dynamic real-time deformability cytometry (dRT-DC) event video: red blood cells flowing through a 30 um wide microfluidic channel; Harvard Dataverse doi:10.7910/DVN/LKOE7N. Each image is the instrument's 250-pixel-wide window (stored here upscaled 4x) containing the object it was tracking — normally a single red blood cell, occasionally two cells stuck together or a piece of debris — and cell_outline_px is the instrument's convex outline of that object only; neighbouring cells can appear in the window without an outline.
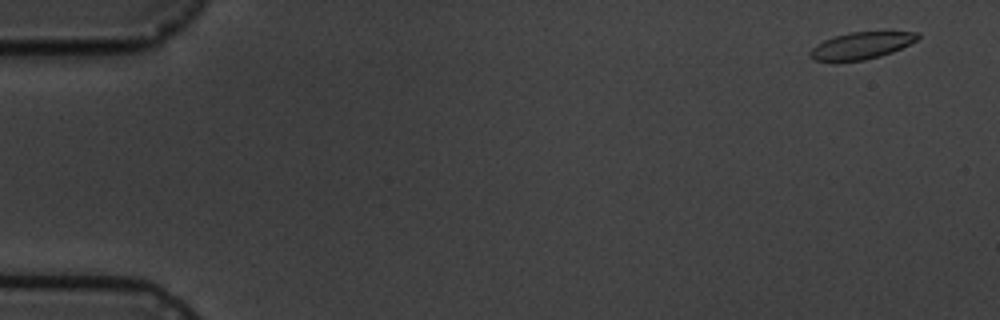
{"species": "common noctule bat (a hibernating species)", "species_latin": "Nyctalus noctula", "temperature_condition": "cold", "stored_images_in_passage": 5, "camera_frame_rate_fps": 3000, "um_per_image_px": 0.085, "animal": {"sex": "male", "body_mass_g": 19.5, "forearm_length_mm": 54.6}, "frame": {"image": 1, "passage_image": 1, "time_ms": 0.0, "image_size_px": [1000, 320], "cell_outline_px": [[920, 36], [916, 40], [892, 52], [880, 56], [864, 60], [836, 64], [812, 60], [808, 56], [808, 52], [816, 44], [824, 40], [848, 32], [920, 32]], "centroid_in_image_um": [73.09, 3.92], "position_along_channel_um": 11.9, "area_um2": 17.34}}
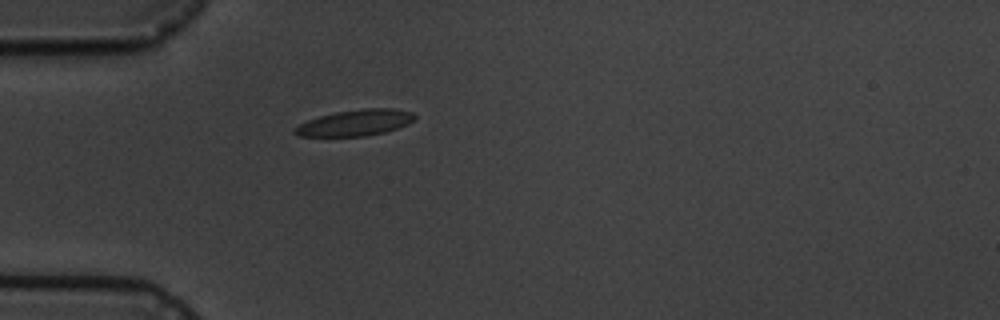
{"frame": {"image": 2, "passage_image": 5, "time_ms": 4.667, "image_size_px": [1000, 320], "cell_outline_px": [[416, 120], [408, 124], [384, 132], [364, 136], [296, 136], [292, 132], [300, 124], [308, 120], [320, 116], [336, 112], [364, 108], [392, 108], [412, 112], [416, 116]], "centroid_in_image_um": [30.22, 10.43], "position_along_channel_um": 54.8, "area_um2": 18.15}}